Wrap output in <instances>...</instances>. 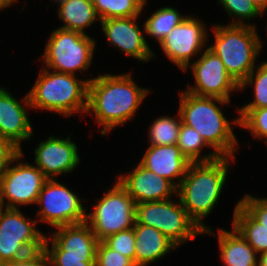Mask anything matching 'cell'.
Segmentation results:
<instances>
[{"label": "cell", "instance_id": "cell-1", "mask_svg": "<svg viewBox=\"0 0 267 266\" xmlns=\"http://www.w3.org/2000/svg\"><path fill=\"white\" fill-rule=\"evenodd\" d=\"M149 89L139 87L129 74H104L88 82L87 110L94 113L102 135L134 119Z\"/></svg>", "mask_w": 267, "mask_h": 266}, {"label": "cell", "instance_id": "cell-2", "mask_svg": "<svg viewBox=\"0 0 267 266\" xmlns=\"http://www.w3.org/2000/svg\"><path fill=\"white\" fill-rule=\"evenodd\" d=\"M230 157H219L209 162L190 163L176 194L189 217L203 230H212L202 223L219 200L227 178Z\"/></svg>", "mask_w": 267, "mask_h": 266}, {"label": "cell", "instance_id": "cell-3", "mask_svg": "<svg viewBox=\"0 0 267 266\" xmlns=\"http://www.w3.org/2000/svg\"><path fill=\"white\" fill-rule=\"evenodd\" d=\"M179 113L184 125L194 128L220 157H234L237 148L232 127L215 102L230 101L216 97H201L187 91L180 94ZM215 101V102H213ZM236 146V147H235Z\"/></svg>", "mask_w": 267, "mask_h": 266}, {"label": "cell", "instance_id": "cell-4", "mask_svg": "<svg viewBox=\"0 0 267 266\" xmlns=\"http://www.w3.org/2000/svg\"><path fill=\"white\" fill-rule=\"evenodd\" d=\"M88 80H78L76 75L41 70L36 83L24 97L26 107L45 109L69 116L87 110Z\"/></svg>", "mask_w": 267, "mask_h": 266}, {"label": "cell", "instance_id": "cell-5", "mask_svg": "<svg viewBox=\"0 0 267 266\" xmlns=\"http://www.w3.org/2000/svg\"><path fill=\"white\" fill-rule=\"evenodd\" d=\"M215 44L209 48L223 62L227 73L240 85L256 67L261 39L253 25H214Z\"/></svg>", "mask_w": 267, "mask_h": 266}, {"label": "cell", "instance_id": "cell-6", "mask_svg": "<svg viewBox=\"0 0 267 266\" xmlns=\"http://www.w3.org/2000/svg\"><path fill=\"white\" fill-rule=\"evenodd\" d=\"M135 222L157 229L177 247L203 233L180 200L176 203L169 199L136 204Z\"/></svg>", "mask_w": 267, "mask_h": 266}, {"label": "cell", "instance_id": "cell-7", "mask_svg": "<svg viewBox=\"0 0 267 266\" xmlns=\"http://www.w3.org/2000/svg\"><path fill=\"white\" fill-rule=\"evenodd\" d=\"M95 44L87 34L57 28L46 44L43 61L48 69L74 75L89 68Z\"/></svg>", "mask_w": 267, "mask_h": 266}, {"label": "cell", "instance_id": "cell-8", "mask_svg": "<svg viewBox=\"0 0 267 266\" xmlns=\"http://www.w3.org/2000/svg\"><path fill=\"white\" fill-rule=\"evenodd\" d=\"M97 201L99 202L95 204L93 213L86 215L85 222L89 224L99 242L133 227L136 204L118 181Z\"/></svg>", "mask_w": 267, "mask_h": 266}, {"label": "cell", "instance_id": "cell-9", "mask_svg": "<svg viewBox=\"0 0 267 266\" xmlns=\"http://www.w3.org/2000/svg\"><path fill=\"white\" fill-rule=\"evenodd\" d=\"M18 208H5L0 217V263L26 257L44 247L37 220L29 221Z\"/></svg>", "mask_w": 267, "mask_h": 266}, {"label": "cell", "instance_id": "cell-10", "mask_svg": "<svg viewBox=\"0 0 267 266\" xmlns=\"http://www.w3.org/2000/svg\"><path fill=\"white\" fill-rule=\"evenodd\" d=\"M23 157V151L19 152L0 174V200L5 208H17L19 205L37 204L39 193L48 180L42 171L28 163H18L10 166L15 160Z\"/></svg>", "mask_w": 267, "mask_h": 266}, {"label": "cell", "instance_id": "cell-11", "mask_svg": "<svg viewBox=\"0 0 267 266\" xmlns=\"http://www.w3.org/2000/svg\"><path fill=\"white\" fill-rule=\"evenodd\" d=\"M37 203L40 205V221L55 228L86 221L87 214L80 198L55 179L45 182Z\"/></svg>", "mask_w": 267, "mask_h": 266}, {"label": "cell", "instance_id": "cell-12", "mask_svg": "<svg viewBox=\"0 0 267 266\" xmlns=\"http://www.w3.org/2000/svg\"><path fill=\"white\" fill-rule=\"evenodd\" d=\"M195 86H188L187 92L201 97H216L230 101V93L239 90V85L227 73L221 59L209 47L197 61L191 63Z\"/></svg>", "mask_w": 267, "mask_h": 266}, {"label": "cell", "instance_id": "cell-13", "mask_svg": "<svg viewBox=\"0 0 267 266\" xmlns=\"http://www.w3.org/2000/svg\"><path fill=\"white\" fill-rule=\"evenodd\" d=\"M206 32L199 19L188 15L159 44L168 58L186 71L192 56L199 54L205 46Z\"/></svg>", "mask_w": 267, "mask_h": 266}, {"label": "cell", "instance_id": "cell-14", "mask_svg": "<svg viewBox=\"0 0 267 266\" xmlns=\"http://www.w3.org/2000/svg\"><path fill=\"white\" fill-rule=\"evenodd\" d=\"M49 238H44V250L48 257L96 258L98 239L86 222L56 227ZM59 230V231H58Z\"/></svg>", "mask_w": 267, "mask_h": 266}, {"label": "cell", "instance_id": "cell-15", "mask_svg": "<svg viewBox=\"0 0 267 266\" xmlns=\"http://www.w3.org/2000/svg\"><path fill=\"white\" fill-rule=\"evenodd\" d=\"M137 18L138 16L100 20L101 28L110 44L128 56L147 62L155 55L135 22Z\"/></svg>", "mask_w": 267, "mask_h": 266}, {"label": "cell", "instance_id": "cell-16", "mask_svg": "<svg viewBox=\"0 0 267 266\" xmlns=\"http://www.w3.org/2000/svg\"><path fill=\"white\" fill-rule=\"evenodd\" d=\"M34 151L36 166L48 180L73 171L80 162L77 146L70 136L67 139L50 136L46 141L40 142Z\"/></svg>", "mask_w": 267, "mask_h": 266}, {"label": "cell", "instance_id": "cell-17", "mask_svg": "<svg viewBox=\"0 0 267 266\" xmlns=\"http://www.w3.org/2000/svg\"><path fill=\"white\" fill-rule=\"evenodd\" d=\"M119 184L133 198L135 204L169 200L177 187L140 163L128 175H120Z\"/></svg>", "mask_w": 267, "mask_h": 266}, {"label": "cell", "instance_id": "cell-18", "mask_svg": "<svg viewBox=\"0 0 267 266\" xmlns=\"http://www.w3.org/2000/svg\"><path fill=\"white\" fill-rule=\"evenodd\" d=\"M26 112V107L0 86V136L7 139L20 152V142L29 140L33 135Z\"/></svg>", "mask_w": 267, "mask_h": 266}, {"label": "cell", "instance_id": "cell-19", "mask_svg": "<svg viewBox=\"0 0 267 266\" xmlns=\"http://www.w3.org/2000/svg\"><path fill=\"white\" fill-rule=\"evenodd\" d=\"M139 163L178 187L191 162L182 154L177 144H172L149 146ZM174 178L180 179L174 183Z\"/></svg>", "mask_w": 267, "mask_h": 266}, {"label": "cell", "instance_id": "cell-20", "mask_svg": "<svg viewBox=\"0 0 267 266\" xmlns=\"http://www.w3.org/2000/svg\"><path fill=\"white\" fill-rule=\"evenodd\" d=\"M135 234V266H146L161 259L177 246L157 229L139 223L133 225Z\"/></svg>", "mask_w": 267, "mask_h": 266}, {"label": "cell", "instance_id": "cell-21", "mask_svg": "<svg viewBox=\"0 0 267 266\" xmlns=\"http://www.w3.org/2000/svg\"><path fill=\"white\" fill-rule=\"evenodd\" d=\"M220 258L224 266H257V252L234 229L232 232L219 229Z\"/></svg>", "mask_w": 267, "mask_h": 266}, {"label": "cell", "instance_id": "cell-22", "mask_svg": "<svg viewBox=\"0 0 267 266\" xmlns=\"http://www.w3.org/2000/svg\"><path fill=\"white\" fill-rule=\"evenodd\" d=\"M58 14L64 22L61 28L83 34L86 27H90L97 19L100 21L93 0H69L59 4Z\"/></svg>", "mask_w": 267, "mask_h": 266}, {"label": "cell", "instance_id": "cell-23", "mask_svg": "<svg viewBox=\"0 0 267 266\" xmlns=\"http://www.w3.org/2000/svg\"><path fill=\"white\" fill-rule=\"evenodd\" d=\"M233 228L257 254L267 251V228L263 227L239 202L233 213Z\"/></svg>", "mask_w": 267, "mask_h": 266}, {"label": "cell", "instance_id": "cell-24", "mask_svg": "<svg viewBox=\"0 0 267 266\" xmlns=\"http://www.w3.org/2000/svg\"><path fill=\"white\" fill-rule=\"evenodd\" d=\"M207 145L205 140L194 128L182 123L177 146L188 161L196 163L209 162L218 159L220 156L216 152L209 153L208 156L200 157L201 149Z\"/></svg>", "mask_w": 267, "mask_h": 266}, {"label": "cell", "instance_id": "cell-25", "mask_svg": "<svg viewBox=\"0 0 267 266\" xmlns=\"http://www.w3.org/2000/svg\"><path fill=\"white\" fill-rule=\"evenodd\" d=\"M185 17L172 7L160 8L144 22L143 30L160 43Z\"/></svg>", "mask_w": 267, "mask_h": 266}, {"label": "cell", "instance_id": "cell-26", "mask_svg": "<svg viewBox=\"0 0 267 266\" xmlns=\"http://www.w3.org/2000/svg\"><path fill=\"white\" fill-rule=\"evenodd\" d=\"M146 0H93L100 20L140 16Z\"/></svg>", "mask_w": 267, "mask_h": 266}, {"label": "cell", "instance_id": "cell-27", "mask_svg": "<svg viewBox=\"0 0 267 266\" xmlns=\"http://www.w3.org/2000/svg\"><path fill=\"white\" fill-rule=\"evenodd\" d=\"M180 119L168 116H162L156 119L149 129L150 146L172 145L177 144L180 134L182 119L178 111Z\"/></svg>", "mask_w": 267, "mask_h": 266}, {"label": "cell", "instance_id": "cell-28", "mask_svg": "<svg viewBox=\"0 0 267 266\" xmlns=\"http://www.w3.org/2000/svg\"><path fill=\"white\" fill-rule=\"evenodd\" d=\"M239 109L240 116L231 123L248 129L255 138H265V143L267 144V107Z\"/></svg>", "mask_w": 267, "mask_h": 266}, {"label": "cell", "instance_id": "cell-29", "mask_svg": "<svg viewBox=\"0 0 267 266\" xmlns=\"http://www.w3.org/2000/svg\"><path fill=\"white\" fill-rule=\"evenodd\" d=\"M255 71V73H254ZM255 76V77H253ZM252 84L254 89V101L246 104L242 108H266L267 107V61L262 63L257 69H253L250 74L241 82L239 89H243L248 84ZM254 83V84H253Z\"/></svg>", "mask_w": 267, "mask_h": 266}, {"label": "cell", "instance_id": "cell-30", "mask_svg": "<svg viewBox=\"0 0 267 266\" xmlns=\"http://www.w3.org/2000/svg\"><path fill=\"white\" fill-rule=\"evenodd\" d=\"M219 3L227 10L229 17L232 16L237 19L230 24L242 25L245 24L242 20L245 19L246 21V19L249 20L262 15L251 0H219Z\"/></svg>", "mask_w": 267, "mask_h": 266}, {"label": "cell", "instance_id": "cell-31", "mask_svg": "<svg viewBox=\"0 0 267 266\" xmlns=\"http://www.w3.org/2000/svg\"><path fill=\"white\" fill-rule=\"evenodd\" d=\"M103 242L111 249L128 257L135 264V234L133 227L115 233L104 239Z\"/></svg>", "mask_w": 267, "mask_h": 266}, {"label": "cell", "instance_id": "cell-32", "mask_svg": "<svg viewBox=\"0 0 267 266\" xmlns=\"http://www.w3.org/2000/svg\"><path fill=\"white\" fill-rule=\"evenodd\" d=\"M95 266H135V264L128 257L100 241L96 249Z\"/></svg>", "mask_w": 267, "mask_h": 266}, {"label": "cell", "instance_id": "cell-33", "mask_svg": "<svg viewBox=\"0 0 267 266\" xmlns=\"http://www.w3.org/2000/svg\"><path fill=\"white\" fill-rule=\"evenodd\" d=\"M263 227L267 228V198L245 195L238 201Z\"/></svg>", "mask_w": 267, "mask_h": 266}, {"label": "cell", "instance_id": "cell-34", "mask_svg": "<svg viewBox=\"0 0 267 266\" xmlns=\"http://www.w3.org/2000/svg\"><path fill=\"white\" fill-rule=\"evenodd\" d=\"M1 266H49V259L43 248L21 259L2 263Z\"/></svg>", "mask_w": 267, "mask_h": 266}, {"label": "cell", "instance_id": "cell-35", "mask_svg": "<svg viewBox=\"0 0 267 266\" xmlns=\"http://www.w3.org/2000/svg\"><path fill=\"white\" fill-rule=\"evenodd\" d=\"M19 152L7 139L0 136V174Z\"/></svg>", "mask_w": 267, "mask_h": 266}, {"label": "cell", "instance_id": "cell-36", "mask_svg": "<svg viewBox=\"0 0 267 266\" xmlns=\"http://www.w3.org/2000/svg\"><path fill=\"white\" fill-rule=\"evenodd\" d=\"M54 266H95V258L48 257Z\"/></svg>", "mask_w": 267, "mask_h": 266}, {"label": "cell", "instance_id": "cell-37", "mask_svg": "<svg viewBox=\"0 0 267 266\" xmlns=\"http://www.w3.org/2000/svg\"><path fill=\"white\" fill-rule=\"evenodd\" d=\"M252 3L258 8V10L263 14L267 9V0H251Z\"/></svg>", "mask_w": 267, "mask_h": 266}, {"label": "cell", "instance_id": "cell-38", "mask_svg": "<svg viewBox=\"0 0 267 266\" xmlns=\"http://www.w3.org/2000/svg\"><path fill=\"white\" fill-rule=\"evenodd\" d=\"M260 255L261 256L259 257L260 259H258L259 263L257 266H267V251L261 252Z\"/></svg>", "mask_w": 267, "mask_h": 266}, {"label": "cell", "instance_id": "cell-39", "mask_svg": "<svg viewBox=\"0 0 267 266\" xmlns=\"http://www.w3.org/2000/svg\"><path fill=\"white\" fill-rule=\"evenodd\" d=\"M15 1L16 0H0V10L7 8L10 4H13Z\"/></svg>", "mask_w": 267, "mask_h": 266}, {"label": "cell", "instance_id": "cell-40", "mask_svg": "<svg viewBox=\"0 0 267 266\" xmlns=\"http://www.w3.org/2000/svg\"><path fill=\"white\" fill-rule=\"evenodd\" d=\"M4 204L2 203V201L0 200V217H1V214L2 212L4 211Z\"/></svg>", "mask_w": 267, "mask_h": 266}, {"label": "cell", "instance_id": "cell-41", "mask_svg": "<svg viewBox=\"0 0 267 266\" xmlns=\"http://www.w3.org/2000/svg\"><path fill=\"white\" fill-rule=\"evenodd\" d=\"M58 4H62V3H64V2H67V1H69V0H55Z\"/></svg>", "mask_w": 267, "mask_h": 266}]
</instances>
